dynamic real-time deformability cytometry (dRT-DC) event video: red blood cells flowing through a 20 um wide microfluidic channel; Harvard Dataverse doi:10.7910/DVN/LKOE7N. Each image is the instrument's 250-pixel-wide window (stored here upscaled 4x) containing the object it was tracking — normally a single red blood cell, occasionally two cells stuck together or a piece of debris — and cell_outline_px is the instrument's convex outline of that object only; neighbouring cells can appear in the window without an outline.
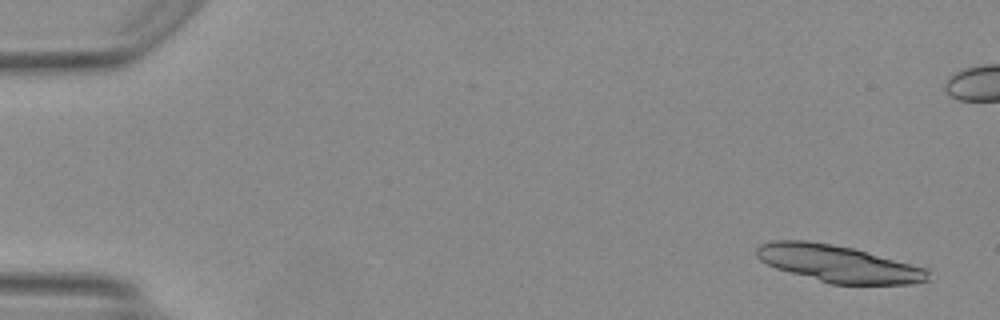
{"species": "Egyptian fruit bat (a non-hibernating species)", "species_latin": "Rousettus aegyptiacus", "temperature_condition": "warm", "stored_images_in_passage": 13, "camera_frame_rate_fps": 3000, "um_per_image_px": 0.085, "animal": {"sex": "female"}, "frame": {"image": 1, "passage_image": 1, "time_ms": 0.0, "image_size_px": [1000, 320], "cell_outline_px": [[928, 280], [912, 284], [832, 284], [776, 268], [760, 260], [756, 256], [756, 248], [760, 244], [772, 240], [808, 240], [832, 244], [852, 248], [928, 268]], "centroid_in_image_um": [71.24, 22.4], "position_along_channel_um": 13.8, "area_um2": 36.7}}